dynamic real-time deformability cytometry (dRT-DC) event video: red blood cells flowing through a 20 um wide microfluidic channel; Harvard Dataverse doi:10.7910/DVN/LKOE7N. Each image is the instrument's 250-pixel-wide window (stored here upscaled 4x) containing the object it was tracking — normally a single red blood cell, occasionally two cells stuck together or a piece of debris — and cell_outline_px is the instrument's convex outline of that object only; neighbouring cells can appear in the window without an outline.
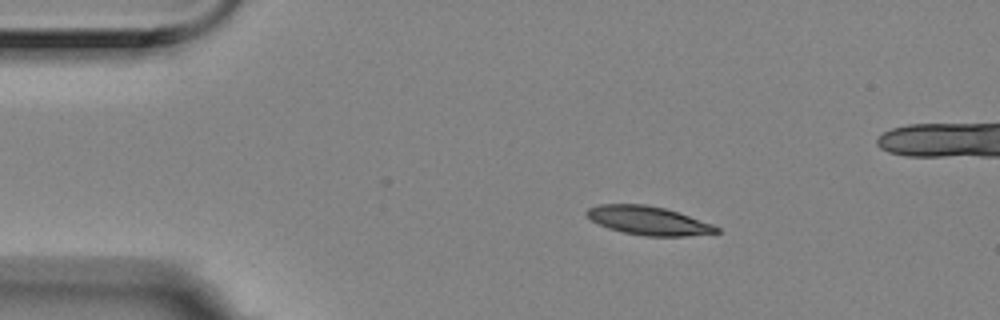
{"species": "Egyptian fruit bat (a non-hibernating species)", "species_latin": "Rousettus aegyptiacus", "temperature_condition": "room temperature", "stored_images_in_passage": 10, "camera_frame_rate_fps": 3000, "um_per_image_px": 0.085, "animal": {"sex": "female"}, "frame": {"image": 1, "passage_image": 2, "time_ms": 0.333, "image_size_px": [1000, 320], "cell_outline_px": [[720, 232], [688, 236], [644, 236], [624, 232], [608, 228], [592, 220], [584, 212], [588, 208], [600, 204], [644, 204], [664, 208], [712, 224], [720, 228]], "centroid_in_image_um": [55.1, 18.75], "position_along_channel_um": 29.9, "area_um2": 21.39}}
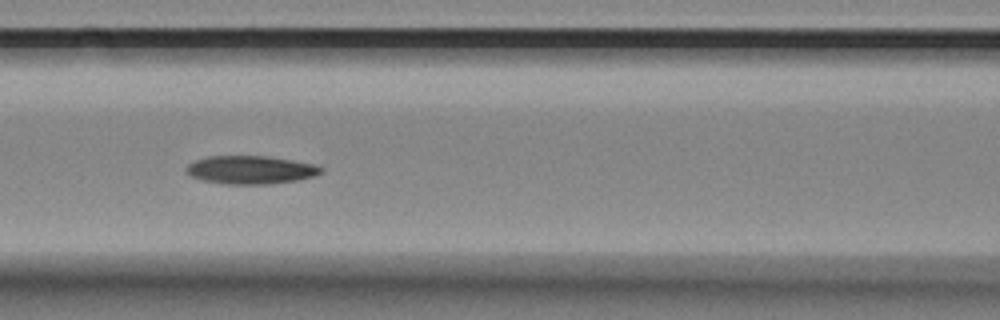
{"frame": {"image": 2, "passage_image": 6, "time_ms": 1.667, "image_size_px": [1000, 320], "cell_outline_px": [[324, 172], [312, 176], [296, 180], [272, 184], [224, 184], [204, 180], [192, 176], [184, 168], [188, 164], [196, 160], [208, 156], [264, 156], [312, 164], [324, 168]], "centroid_in_image_um": [21.29, 14.44], "position_along_channel_um": 145.3, "area_um2": 21.85}}
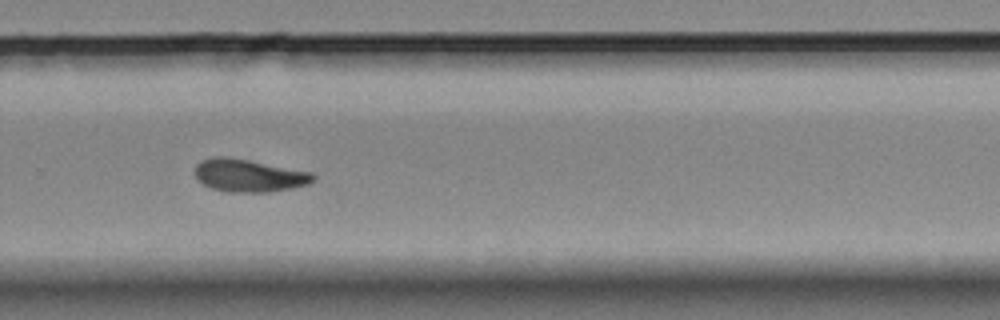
{"frame": {"image": 3, "passage_image": 10, "time_ms": 3.0, "image_size_px": [1000, 320], "cell_outline_px": [[316, 180], [308, 184], [292, 188], [268, 192], [228, 192], [212, 188], [196, 180], [196, 164], [200, 160], [212, 156], [228, 156], [312, 172], [316, 176]], "centroid_in_image_um": [21.15, 14.91], "position_along_channel_um": 308.6, "area_um2": 22.72}}